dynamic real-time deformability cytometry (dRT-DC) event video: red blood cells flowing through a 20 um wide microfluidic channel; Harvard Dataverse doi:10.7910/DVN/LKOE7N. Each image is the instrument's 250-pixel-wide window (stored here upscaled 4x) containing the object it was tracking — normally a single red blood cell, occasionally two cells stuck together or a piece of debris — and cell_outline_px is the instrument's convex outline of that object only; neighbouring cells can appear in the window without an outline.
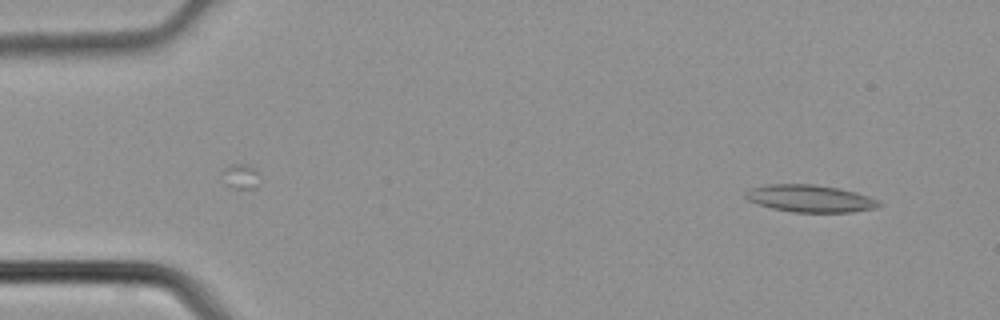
{"species": "common noctule bat (a hibernating species)", "species_latin": "Nyctalus noctula", "temperature_condition": "cold", "stored_images_in_passage": 3, "camera_frame_rate_fps": 3000, "um_per_image_px": 0.085, "animal": {"sex": "male", "body_mass_g": 21.5, "forearm_length_mm": 52.0}, "frame": {"image": 1, "passage_image": 1, "time_ms": 0.0, "image_size_px": [1000, 320], "cell_outline_px": [[884, 204], [876, 208], [852, 212], [792, 212], [772, 208], [756, 204], [748, 200], [744, 196], [744, 192], [752, 188], [768, 184], [816, 184], [840, 188], [856, 192], [880, 200]], "centroid_in_image_um": [68.88, 16.87], "position_along_channel_um": 16.1, "area_um2": 21.44}}
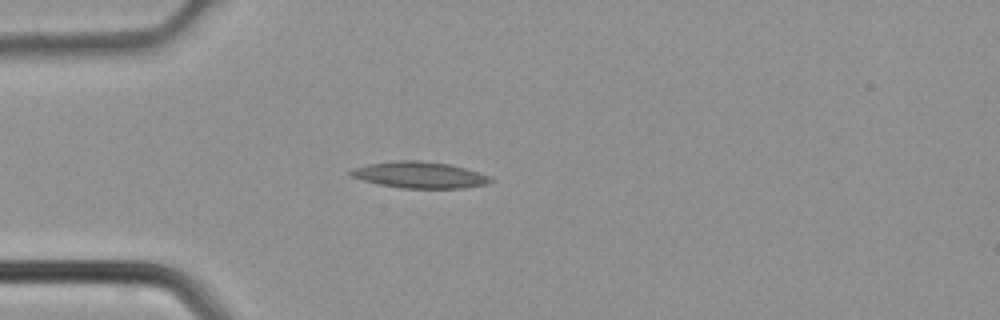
{"frame": {"image": 2, "passage_image": 3, "time_ms": 0.667, "image_size_px": [1000, 320], "cell_outline_px": [[496, 180], [488, 184], [464, 188], [400, 188], [380, 184], [364, 180], [352, 176], [348, 172], [352, 168], [368, 164], [396, 160], [420, 160], [448, 164], [464, 168], [492, 176]], "centroid_in_image_um": [35.71, 14.87], "position_along_channel_um": 49.3, "area_um2": 21.56}}